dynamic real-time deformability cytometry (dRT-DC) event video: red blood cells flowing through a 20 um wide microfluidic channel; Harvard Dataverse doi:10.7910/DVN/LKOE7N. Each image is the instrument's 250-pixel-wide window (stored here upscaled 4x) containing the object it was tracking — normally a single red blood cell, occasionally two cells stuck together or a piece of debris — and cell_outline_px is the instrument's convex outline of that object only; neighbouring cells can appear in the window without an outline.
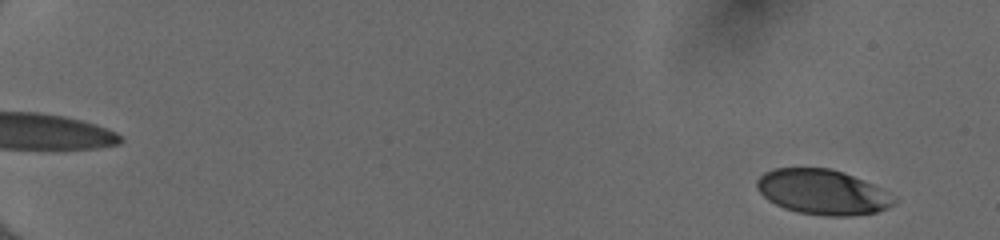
{"species": "human", "species_latin": "Homo sapiens", "temperature_condition": "cold", "stored_images_in_passage": 54, "camera_frame_rate_fps": 3000, "um_per_image_px": 0.085, "donor": {"sex": "female"}, "frame": {"image": 1, "passage_image": 4, "time_ms": 1.0, "image_size_px": [1000, 240], "cell_outline_px": [[896, 204], [888, 208], [876, 212], [852, 216], [824, 216], [796, 212], [784, 208], [768, 200], [756, 188], [756, 180], [764, 172], [772, 168], [828, 168], [844, 172], [864, 180], [896, 196]], "centroid_in_image_um": [69.93, 16.33], "position_along_channel_um": 15.1, "area_um2": 36.3}}
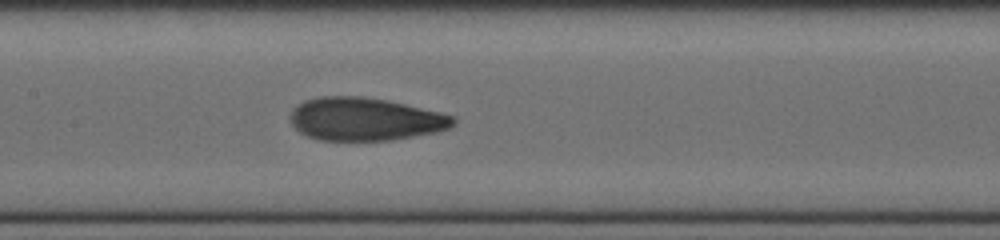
{"frame": {"image": 2, "passage_image": 30, "time_ms": 9.667, "image_size_px": [1000, 240], "cell_outline_px": [[456, 124], [448, 128], [436, 132], [388, 140], [320, 140], [308, 136], [300, 132], [292, 124], [292, 108], [296, 104], [304, 100], [320, 96], [364, 96], [388, 100], [440, 112], [452, 116], [456, 120]], "centroid_in_image_um": [31.02, 10.11], "position_along_channel_um": 176.4, "area_um2": 40.69}}
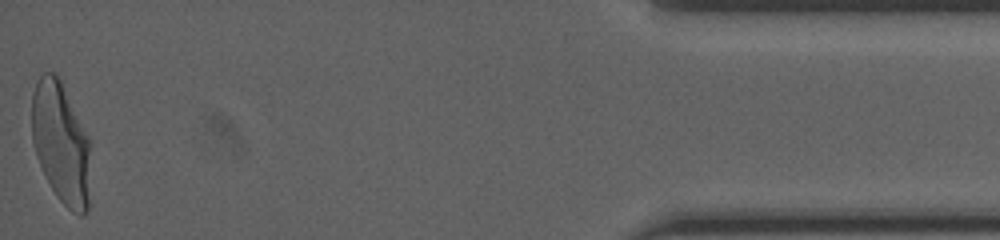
{"frame": {"image": 3, "passage_image": 54, "time_ms": 17.667, "image_size_px": [1000, 240], "cell_outline_px": [[88, 212], [84, 216], [80, 216], [72, 212], [56, 196], [36, 156], [32, 140], [32, 92], [36, 80], [44, 72], [56, 72], [88, 136]], "centroid_in_image_um": [5.15, 12.13], "position_along_channel_um": 430.1, "area_um2": 40.92}, "authors_computed_cell_mechanics": {"area_um2": 39.9109, "velocity_mm_per_s": 4.0312, "shape_relaxation_time_tau1_ms": 6.2873, "shape_relaxation_time_tau2_ms": 0.9927, "deformation_change_tau1": 0.2217, "deformation_change_tau2": 0.0734}}